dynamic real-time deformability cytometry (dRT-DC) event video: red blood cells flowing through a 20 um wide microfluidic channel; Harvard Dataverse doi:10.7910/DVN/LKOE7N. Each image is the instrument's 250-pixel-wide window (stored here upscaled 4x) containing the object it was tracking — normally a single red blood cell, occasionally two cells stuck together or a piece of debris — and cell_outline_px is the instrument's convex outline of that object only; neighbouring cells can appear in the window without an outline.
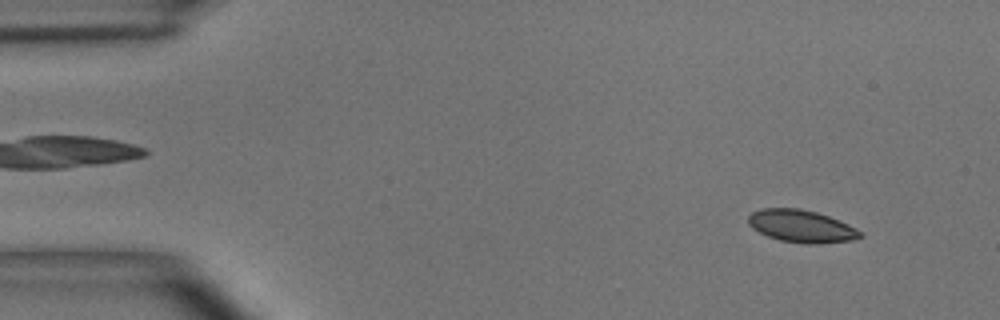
{"species": "common noctule bat (a hibernating species)", "species_latin": "Nyctalus noctula", "temperature_condition": "room temperature", "stored_images_in_passage": 4, "camera_frame_rate_fps": 3000, "um_per_image_px": 0.085, "animal": {"sex": "male", "body_mass_g": 15.6}, "frame": {"image": 1, "passage_image": 1, "time_ms": 0.0, "image_size_px": [1000, 320], "cell_outline_px": [[864, 236], [852, 240], [812, 244], [780, 240], [768, 236], [752, 228], [748, 224], [748, 216], [752, 212], [760, 208], [800, 208], [816, 212], [840, 220], [856, 228]], "centroid_in_image_um": [68.1, 19.21], "position_along_channel_um": 16.9, "area_um2": 21.04}}
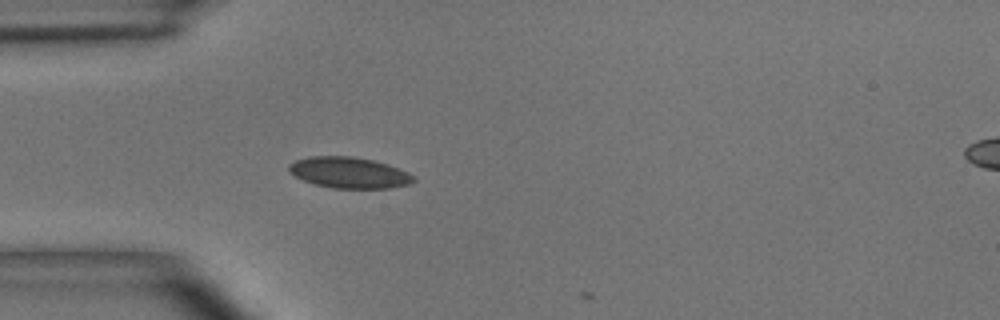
{"frame": {"image": 2, "passage_image": 3, "time_ms": 3.333, "image_size_px": [1000, 320], "cell_outline_px": [[416, 180], [408, 184], [388, 188], [332, 188], [316, 184], [304, 180], [288, 172], [288, 164], [296, 160], [308, 156], [352, 156], [372, 160], [388, 164], [408, 172], [416, 176]], "centroid_in_image_um": [29.67, 14.67], "position_along_channel_um": 55.3, "area_um2": 22.54}}